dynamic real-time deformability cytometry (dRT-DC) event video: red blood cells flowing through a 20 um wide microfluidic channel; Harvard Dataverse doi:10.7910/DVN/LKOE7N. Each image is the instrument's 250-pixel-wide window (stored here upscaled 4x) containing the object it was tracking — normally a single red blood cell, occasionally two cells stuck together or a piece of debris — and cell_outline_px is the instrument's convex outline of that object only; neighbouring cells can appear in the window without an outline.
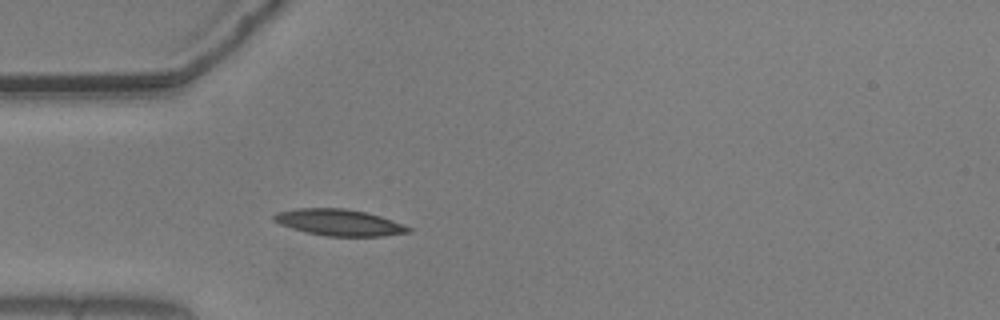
{"species": "common noctule bat (a hibernating species)", "species_latin": "Nyctalus noctula", "temperature_condition": "warm", "stored_images_in_passage": 40, "camera_frame_rate_fps": 3000, "um_per_image_px": 0.085, "animal": {"sex": "male", "body_mass_g": 20.5, "forearm_length_mm": 52.5}, "frame": {"image": 1, "passage_image": 1, "time_ms": 0.0, "image_size_px": [1000, 320], "cell_outline_px": [[412, 232], [384, 236], [324, 236], [304, 232], [280, 224], [272, 220], [272, 216], [276, 212], [296, 208], [344, 208], [364, 212], [380, 216], [404, 224], [412, 228]], "centroid_in_image_um": [28.82, 18.91], "position_along_channel_um": 56.2, "area_um2": 20.87}}
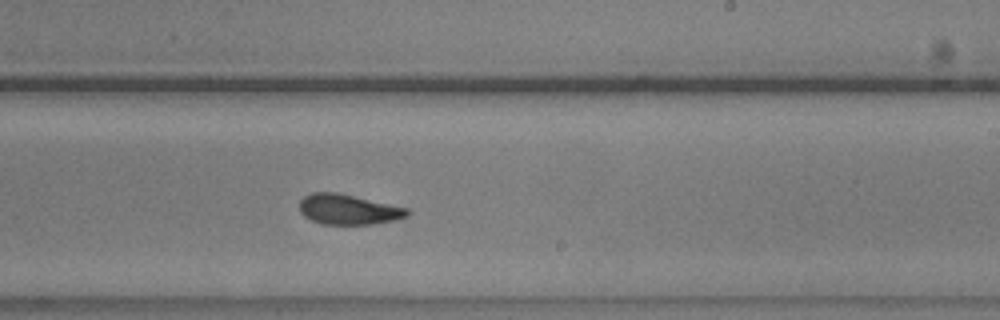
{"frame": {"image": 2, "passage_image": 18, "time_ms": 5.667, "image_size_px": [1000, 320], "cell_outline_px": [[408, 216], [396, 220], [372, 224], [320, 224], [304, 216], [300, 212], [300, 200], [304, 196], [312, 192], [336, 192], [408, 208]], "centroid_in_image_um": [29.59, 17.8], "position_along_channel_um": 259.4, "area_um2": 18.9}}
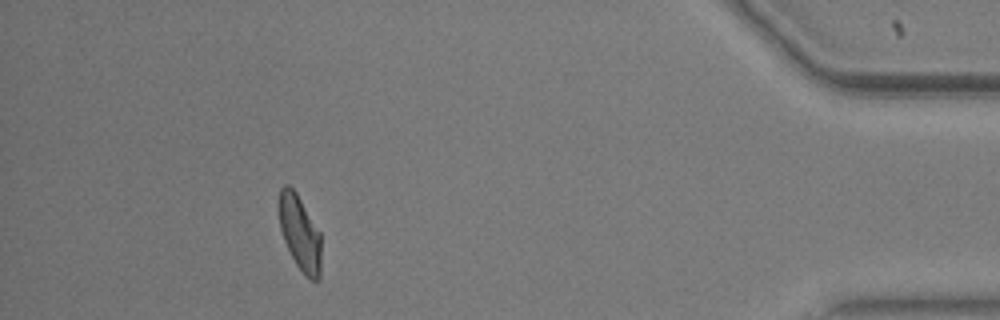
{"frame": {"image": 3, "passage_image": 35, "time_ms": 11.333, "image_size_px": [1000, 320], "cell_outline_px": [[320, 276], [316, 280], [312, 280], [296, 264], [284, 240], [280, 228], [276, 208], [280, 188], [284, 184], [288, 184], [296, 192], [320, 232]], "centroid_in_image_um": [25.43, 19.71], "position_along_channel_um": 409.8, "area_um2": 18.44}, "authors_computed_cell_mechanics": {"area_um2": 19.1896, "velocity_mm_per_s": 3.657, "shape_relaxation_time_tau1_ms": 4.1878, "shape_relaxation_time_tau2_ms": 2.1701, "deformation_change_tau1": 0.1226, "deformation_change_tau2": 0.0867}}